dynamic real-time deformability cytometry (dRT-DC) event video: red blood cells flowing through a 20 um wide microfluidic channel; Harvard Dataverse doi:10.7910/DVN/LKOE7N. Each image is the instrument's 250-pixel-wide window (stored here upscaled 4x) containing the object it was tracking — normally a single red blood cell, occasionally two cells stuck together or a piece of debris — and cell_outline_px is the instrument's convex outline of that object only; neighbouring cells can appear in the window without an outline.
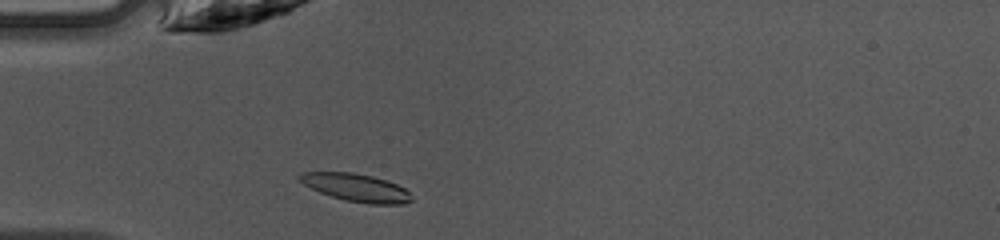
{"species": "common noctule bat (a hibernating species)", "species_latin": "Nyctalus noctula", "temperature_condition": "warm", "stored_images_in_passage": 35, "camera_frame_rate_fps": 3000, "um_per_image_px": 0.085, "animal": {"sex": "female", "body_mass_g": 10.0, "forearm_length_mm": 53.1}, "frame": {"image": 1, "passage_image": 2, "time_ms": 0.333, "image_size_px": [1000, 240], "cell_outline_px": [[412, 200], [404, 204], [368, 204], [344, 200], [320, 192], [304, 184], [296, 176], [300, 172], [352, 172], [372, 176], [396, 184], [404, 188], [408, 192]], "centroid_in_image_um": [30.25, 15.94], "position_along_channel_um": 54.7, "area_um2": 17.98}}
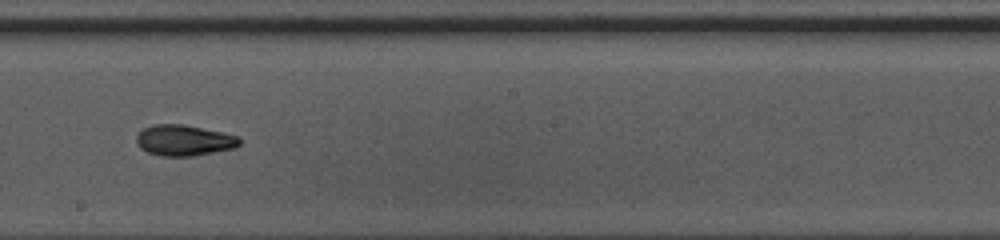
{"frame": {"image": 2, "passage_image": 15, "time_ms": 4.667, "image_size_px": [1000, 240], "cell_outline_px": [[240, 144], [236, 148], [192, 156], [164, 156], [148, 152], [140, 148], [136, 144], [136, 136], [144, 128], [152, 124], [184, 124], [224, 132], [240, 136]], "centroid_in_image_um": [15.67, 11.92], "position_along_channel_um": 232.5, "area_um2": 18.73}}
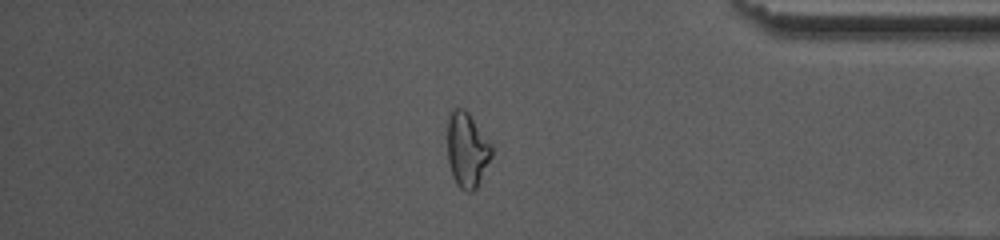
{"frame": {"image": 3, "passage_image": 28, "time_ms": 9.0, "image_size_px": [1000, 240], "cell_outline_px": [[492, 156], [476, 188], [472, 192], [464, 192], [456, 184], [452, 176], [448, 160], [448, 112], [456, 108], [464, 108], [468, 112], [492, 144]], "centroid_in_image_um": [39.69, 12.74], "position_along_channel_um": 395.5, "area_um2": 19.42}, "authors_computed_cell_mechanics": {"area_um2": 18.6116, "velocity_mm_per_s": 4.2486, "shape_relaxation_time_tau1_ms": 5.4405, "shape_relaxation_time_tau2_ms": 2.9356, "deformation_change_tau1": 0.1647, "deformation_change_tau2": 0.0923}}